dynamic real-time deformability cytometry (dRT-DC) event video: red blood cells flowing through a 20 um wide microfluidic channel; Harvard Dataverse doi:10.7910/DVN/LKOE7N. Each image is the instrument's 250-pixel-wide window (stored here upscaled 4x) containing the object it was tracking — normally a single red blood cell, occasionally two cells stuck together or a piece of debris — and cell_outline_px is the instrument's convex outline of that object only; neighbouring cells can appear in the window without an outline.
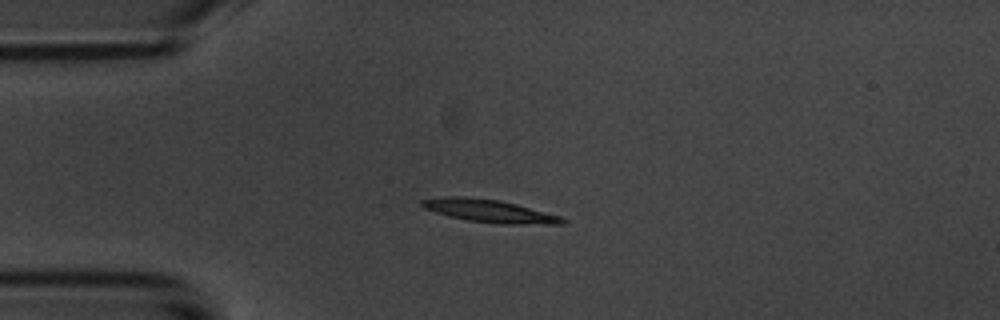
{"species": "common noctule bat (a hibernating species)", "species_latin": "Nyctalus noctula", "temperature_condition": "room temperature", "stored_images_in_passage": 11, "camera_frame_rate_fps": 3000, "um_per_image_px": 0.085, "animal": {"sex": "male", "body_mass_g": 20.1, "forearm_length_mm": 53.5}, "frame": {"image": 1, "passage_image": 4, "time_ms": 4.333, "image_size_px": [1000, 320], "cell_outline_px": [[568, 220], [564, 224], [496, 224], [468, 220], [448, 216], [424, 208], [420, 204], [420, 200], [444, 196], [460, 196], [500, 200], [516, 204], [560, 216]], "centroid_in_image_um": [41.6, 17.93], "position_along_channel_um": 43.4, "area_um2": 18.67}}
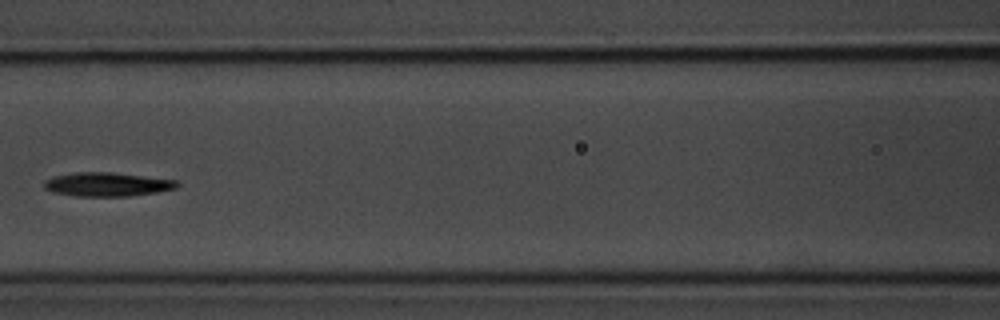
{"frame": {"image": 2, "passage_image": 7, "time_ms": 8.0, "image_size_px": [1000, 320], "cell_outline_px": [[180, 184], [176, 188], [156, 192], [128, 196], [72, 196], [52, 192], [44, 188], [44, 180], [52, 176], [76, 172], [112, 172], [176, 180]], "centroid_in_image_um": [9.06, 15.67], "position_along_channel_um": 157.5, "area_um2": 18.55}}
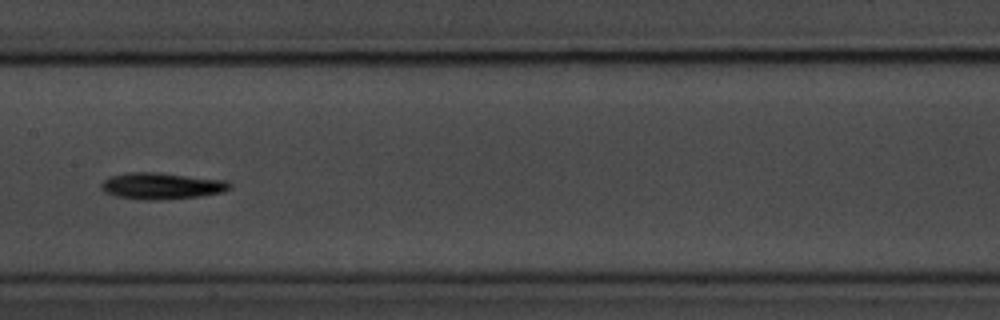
{"frame": {"image": 3, "passage_image": 8, "time_ms": 9.0, "image_size_px": [1000, 320], "cell_outline_px": [[232, 188], [224, 192], [200, 196], [160, 200], [136, 200], [116, 196], [104, 192], [100, 188], [100, 184], [108, 176], [128, 172], [160, 172], [228, 180], [232, 184]], "centroid_in_image_um": [13.74, 15.8], "position_along_channel_um": 193.7, "area_um2": 20.4}}